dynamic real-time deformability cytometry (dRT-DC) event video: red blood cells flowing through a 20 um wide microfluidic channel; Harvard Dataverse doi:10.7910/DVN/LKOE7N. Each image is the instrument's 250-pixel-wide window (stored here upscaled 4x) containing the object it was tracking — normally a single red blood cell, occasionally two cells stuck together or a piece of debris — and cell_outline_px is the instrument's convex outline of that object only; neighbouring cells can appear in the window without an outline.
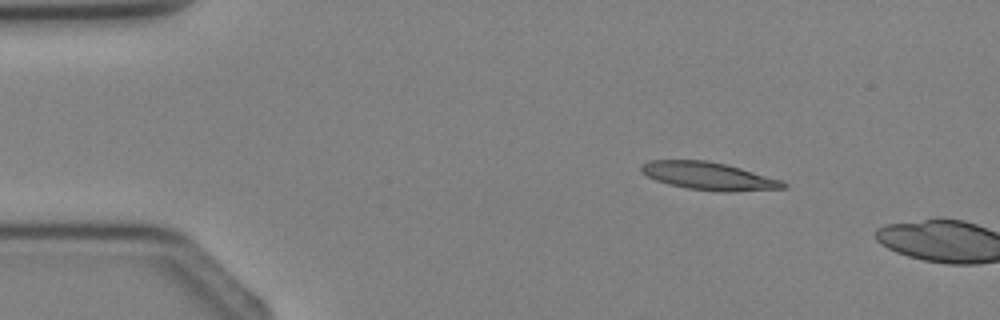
{"species": "Egyptian fruit bat (a non-hibernating species)", "species_latin": "Rousettus aegyptiacus", "temperature_condition": "cold", "stored_images_in_passage": 2, "camera_frame_rate_fps": 3000, "um_per_image_px": 0.085, "animal": {"sex": "female"}, "frame": {"image": 1, "passage_image": 1, "time_ms": 0.0, "image_size_px": [1000, 320], "cell_outline_px": [[788, 188], [732, 192], [720, 192], [688, 188], [668, 184], [656, 180], [640, 172], [640, 168], [648, 160], [708, 160], [740, 168], [784, 180], [788, 184]], "centroid_in_image_um": [60.29, 14.97], "position_along_channel_um": 24.7, "area_um2": 23.12}}